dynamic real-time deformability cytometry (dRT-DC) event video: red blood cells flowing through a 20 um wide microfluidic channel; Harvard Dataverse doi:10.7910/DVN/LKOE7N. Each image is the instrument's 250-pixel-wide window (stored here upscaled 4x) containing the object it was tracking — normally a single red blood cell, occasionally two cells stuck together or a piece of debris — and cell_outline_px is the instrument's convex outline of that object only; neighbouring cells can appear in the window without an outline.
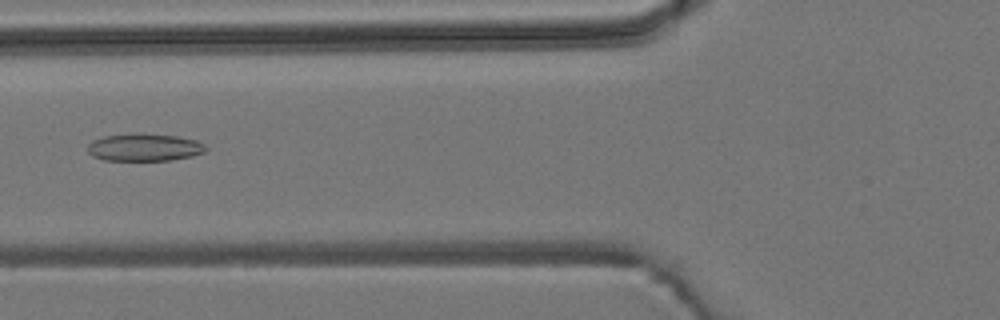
{"species": "common noctule bat (a hibernating species)", "species_latin": "Nyctalus noctula", "temperature_condition": "room temperature", "stored_images_in_passage": 6, "camera_frame_rate_fps": 3000, "um_per_image_px": 0.085, "animal": {"sex": "male", "body_mass_g": 19.2, "forearm_length_mm": 51.8}, "frame": {"image": 1, "passage_image": 6, "time_ms": 5.667, "image_size_px": [1000, 320], "cell_outline_px": [[208, 148], [204, 152], [192, 156], [172, 160], [104, 160], [92, 156], [88, 152], [88, 144], [92, 140], [104, 136], [132, 132], [144, 132], [176, 136], [196, 140], [204, 144]], "centroid_in_image_um": [12.26, 12.5], "position_along_channel_um": 113.5, "area_um2": 19.31}}